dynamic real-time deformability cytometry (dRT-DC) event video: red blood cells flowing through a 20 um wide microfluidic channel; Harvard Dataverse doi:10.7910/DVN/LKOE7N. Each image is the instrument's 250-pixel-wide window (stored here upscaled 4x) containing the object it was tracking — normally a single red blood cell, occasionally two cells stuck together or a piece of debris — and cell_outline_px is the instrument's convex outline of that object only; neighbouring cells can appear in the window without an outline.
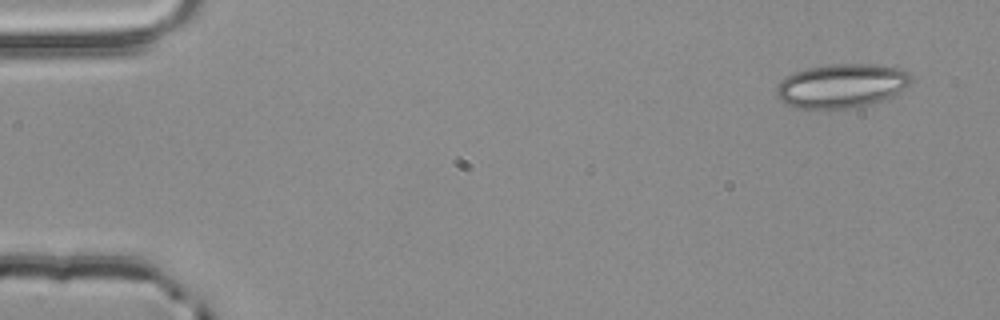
{"species": "common noctule bat (a hibernating species)", "species_latin": "Nyctalus noctula", "temperature_condition": "room temperature", "stored_images_in_passage": 4, "camera_frame_rate_fps": 3000, "um_per_image_px": 0.085, "animal": {"sex": "male", "body_mass_g": 20.4}, "frame": {"image": 1, "passage_image": 1, "time_ms": 0.0, "image_size_px": [1000, 320], "cell_outline_px": [[912, 80], [904, 88], [892, 96], [868, 104], [828, 112], [824, 112], [792, 108], [784, 104], [776, 96], [776, 88], [780, 80], [784, 76], [792, 72], [808, 68], [828, 64], [876, 64], [900, 68], [908, 72], [912, 76]], "centroid_in_image_um": [71.44, 7.33], "position_along_channel_um": 13.6, "area_um2": 35.55}}